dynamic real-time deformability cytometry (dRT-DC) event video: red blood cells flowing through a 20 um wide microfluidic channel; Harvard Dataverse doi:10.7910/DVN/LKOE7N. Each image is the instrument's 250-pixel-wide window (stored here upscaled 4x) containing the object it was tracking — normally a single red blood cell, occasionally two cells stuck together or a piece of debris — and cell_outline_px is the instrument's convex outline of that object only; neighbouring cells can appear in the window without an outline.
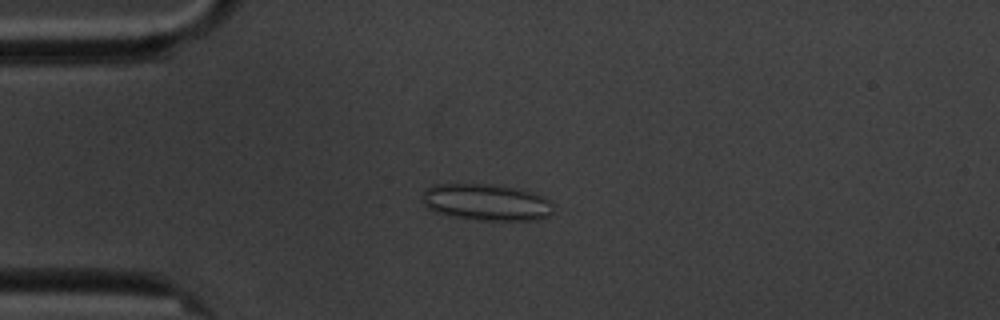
{"species": "common noctule bat (a hibernating species)", "species_latin": "Nyctalus noctula", "temperature_condition": "cold", "stored_images_in_passage": 4, "camera_frame_rate_fps": 3000, "um_per_image_px": 0.085, "animal": {"sex": "male", "body_mass_g": 20.1, "forearm_length_mm": 53.5}, "frame": {"image": 1, "passage_image": 4, "time_ms": 3.333, "image_size_px": [1000, 320], "cell_outline_px": [[552, 212], [548, 216], [540, 220], [480, 220], [452, 216], [436, 212], [428, 208], [420, 200], [424, 192], [432, 184], [484, 184], [512, 188], [532, 192], [544, 196], [552, 204]], "centroid_in_image_um": [41.32, 17.2], "position_along_channel_um": 43.7, "area_um2": 27.8}}